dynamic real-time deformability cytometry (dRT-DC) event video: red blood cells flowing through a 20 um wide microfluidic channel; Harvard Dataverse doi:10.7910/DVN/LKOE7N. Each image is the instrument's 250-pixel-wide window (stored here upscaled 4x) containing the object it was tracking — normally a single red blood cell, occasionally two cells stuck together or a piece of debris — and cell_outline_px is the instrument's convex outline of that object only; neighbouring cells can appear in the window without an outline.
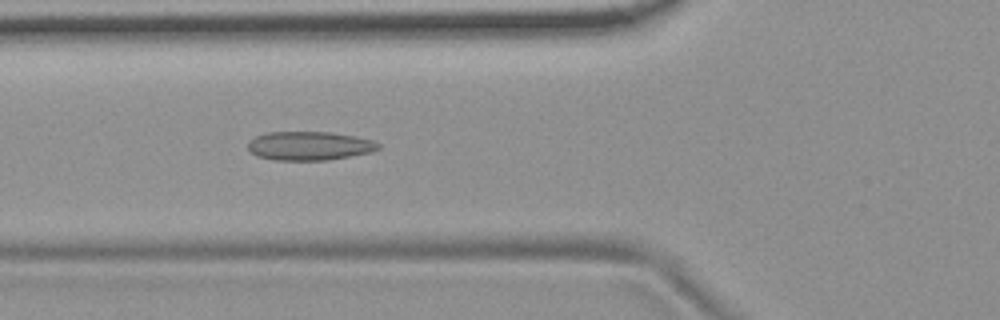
{"species": "common noctule bat (a hibernating species)", "species_latin": "Nyctalus noctula", "temperature_condition": "room temperature", "stored_images_in_passage": 4, "camera_frame_rate_fps": 3000, "um_per_image_px": 0.085, "animal": {"sex": "female", "body_mass_g": 19.9}, "frame": {"image": 1, "passage_image": 4, "time_ms": 1.0, "image_size_px": [1000, 320], "cell_outline_px": [[380, 148], [372, 152], [328, 160], [272, 160], [256, 156], [248, 148], [248, 140], [256, 136], [268, 132], [328, 132], [352, 136], [372, 140], [380, 144]], "centroid_in_image_um": [26.27, 12.4], "position_along_channel_um": 99.5, "area_um2": 21.85}}